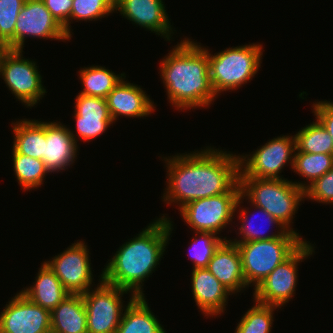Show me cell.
<instances>
[{
	"label": "cell",
	"mask_w": 333,
	"mask_h": 333,
	"mask_svg": "<svg viewBox=\"0 0 333 333\" xmlns=\"http://www.w3.org/2000/svg\"><path fill=\"white\" fill-rule=\"evenodd\" d=\"M192 294L204 316L222 315L232 293L207 268H195L191 273Z\"/></svg>",
	"instance_id": "ac0fdd59"
},
{
	"label": "cell",
	"mask_w": 333,
	"mask_h": 333,
	"mask_svg": "<svg viewBox=\"0 0 333 333\" xmlns=\"http://www.w3.org/2000/svg\"><path fill=\"white\" fill-rule=\"evenodd\" d=\"M167 185L163 201L178 210L187 203L227 193L239 181V154L207 146L200 151L163 157Z\"/></svg>",
	"instance_id": "6da1fadb"
},
{
	"label": "cell",
	"mask_w": 333,
	"mask_h": 333,
	"mask_svg": "<svg viewBox=\"0 0 333 333\" xmlns=\"http://www.w3.org/2000/svg\"><path fill=\"white\" fill-rule=\"evenodd\" d=\"M305 198L333 205V168L305 189Z\"/></svg>",
	"instance_id": "e575fe53"
},
{
	"label": "cell",
	"mask_w": 333,
	"mask_h": 333,
	"mask_svg": "<svg viewBox=\"0 0 333 333\" xmlns=\"http://www.w3.org/2000/svg\"><path fill=\"white\" fill-rule=\"evenodd\" d=\"M26 0H0V43L14 49L16 19Z\"/></svg>",
	"instance_id": "1f68e13d"
},
{
	"label": "cell",
	"mask_w": 333,
	"mask_h": 333,
	"mask_svg": "<svg viewBox=\"0 0 333 333\" xmlns=\"http://www.w3.org/2000/svg\"><path fill=\"white\" fill-rule=\"evenodd\" d=\"M333 168V154L324 153H303L295 151L293 161V172L302 178H306V182H293L304 190L315 180L322 177L326 172Z\"/></svg>",
	"instance_id": "d4e9b609"
},
{
	"label": "cell",
	"mask_w": 333,
	"mask_h": 333,
	"mask_svg": "<svg viewBox=\"0 0 333 333\" xmlns=\"http://www.w3.org/2000/svg\"><path fill=\"white\" fill-rule=\"evenodd\" d=\"M99 280L95 289L82 294L87 315V333H116L123 311L135 296L131 295L128 303L123 306V295L131 292L104 282L102 274Z\"/></svg>",
	"instance_id": "ba28073f"
},
{
	"label": "cell",
	"mask_w": 333,
	"mask_h": 333,
	"mask_svg": "<svg viewBox=\"0 0 333 333\" xmlns=\"http://www.w3.org/2000/svg\"><path fill=\"white\" fill-rule=\"evenodd\" d=\"M302 238L299 233L288 230L277 238L234 243L241 256L242 271L247 286L256 288L306 241Z\"/></svg>",
	"instance_id": "8992f818"
},
{
	"label": "cell",
	"mask_w": 333,
	"mask_h": 333,
	"mask_svg": "<svg viewBox=\"0 0 333 333\" xmlns=\"http://www.w3.org/2000/svg\"><path fill=\"white\" fill-rule=\"evenodd\" d=\"M170 220L163 214L122 244L102 270V280L135 297H144L143 282L155 272L171 240Z\"/></svg>",
	"instance_id": "7a4b0ae2"
},
{
	"label": "cell",
	"mask_w": 333,
	"mask_h": 333,
	"mask_svg": "<svg viewBox=\"0 0 333 333\" xmlns=\"http://www.w3.org/2000/svg\"><path fill=\"white\" fill-rule=\"evenodd\" d=\"M315 118L323 125L333 140V102L317 101L312 105Z\"/></svg>",
	"instance_id": "8d00e7d4"
},
{
	"label": "cell",
	"mask_w": 333,
	"mask_h": 333,
	"mask_svg": "<svg viewBox=\"0 0 333 333\" xmlns=\"http://www.w3.org/2000/svg\"><path fill=\"white\" fill-rule=\"evenodd\" d=\"M184 38L160 62L169 103L180 110L206 108L216 99L208 67V50Z\"/></svg>",
	"instance_id": "3957f363"
},
{
	"label": "cell",
	"mask_w": 333,
	"mask_h": 333,
	"mask_svg": "<svg viewBox=\"0 0 333 333\" xmlns=\"http://www.w3.org/2000/svg\"><path fill=\"white\" fill-rule=\"evenodd\" d=\"M262 46L252 43L229 47L214 55L208 51L209 76L217 97L223 91L236 90L252 80L262 63Z\"/></svg>",
	"instance_id": "5b68a950"
},
{
	"label": "cell",
	"mask_w": 333,
	"mask_h": 333,
	"mask_svg": "<svg viewBox=\"0 0 333 333\" xmlns=\"http://www.w3.org/2000/svg\"><path fill=\"white\" fill-rule=\"evenodd\" d=\"M83 90L79 94L107 98L108 94L126 75L125 73L117 74L106 69L104 66L84 67L79 71Z\"/></svg>",
	"instance_id": "cb8c5ba5"
},
{
	"label": "cell",
	"mask_w": 333,
	"mask_h": 333,
	"mask_svg": "<svg viewBox=\"0 0 333 333\" xmlns=\"http://www.w3.org/2000/svg\"><path fill=\"white\" fill-rule=\"evenodd\" d=\"M11 127L14 133L13 150L42 160L45 148V121L25 118L12 122Z\"/></svg>",
	"instance_id": "603a6c76"
},
{
	"label": "cell",
	"mask_w": 333,
	"mask_h": 333,
	"mask_svg": "<svg viewBox=\"0 0 333 333\" xmlns=\"http://www.w3.org/2000/svg\"><path fill=\"white\" fill-rule=\"evenodd\" d=\"M5 50H6V47L0 43V58Z\"/></svg>",
	"instance_id": "74e56055"
},
{
	"label": "cell",
	"mask_w": 333,
	"mask_h": 333,
	"mask_svg": "<svg viewBox=\"0 0 333 333\" xmlns=\"http://www.w3.org/2000/svg\"><path fill=\"white\" fill-rule=\"evenodd\" d=\"M164 3L163 0H115V12L119 11L132 24L170 41L176 30H172Z\"/></svg>",
	"instance_id": "9a60e30c"
},
{
	"label": "cell",
	"mask_w": 333,
	"mask_h": 333,
	"mask_svg": "<svg viewBox=\"0 0 333 333\" xmlns=\"http://www.w3.org/2000/svg\"><path fill=\"white\" fill-rule=\"evenodd\" d=\"M254 302L237 323L235 333H271L274 311L279 307Z\"/></svg>",
	"instance_id": "f1b7e54d"
},
{
	"label": "cell",
	"mask_w": 333,
	"mask_h": 333,
	"mask_svg": "<svg viewBox=\"0 0 333 333\" xmlns=\"http://www.w3.org/2000/svg\"><path fill=\"white\" fill-rule=\"evenodd\" d=\"M239 183L241 194L249 204L263 208L287 230L297 233L291 223L300 202L305 200L303 188L288 179L239 177Z\"/></svg>",
	"instance_id": "277c9868"
},
{
	"label": "cell",
	"mask_w": 333,
	"mask_h": 333,
	"mask_svg": "<svg viewBox=\"0 0 333 333\" xmlns=\"http://www.w3.org/2000/svg\"><path fill=\"white\" fill-rule=\"evenodd\" d=\"M35 284L20 292L50 312L69 294L54 271L44 261L35 277Z\"/></svg>",
	"instance_id": "44dd1931"
},
{
	"label": "cell",
	"mask_w": 333,
	"mask_h": 333,
	"mask_svg": "<svg viewBox=\"0 0 333 333\" xmlns=\"http://www.w3.org/2000/svg\"><path fill=\"white\" fill-rule=\"evenodd\" d=\"M244 199L238 181L227 193L191 201L179 211L184 222L195 232L217 235L232 223Z\"/></svg>",
	"instance_id": "52a82bcc"
},
{
	"label": "cell",
	"mask_w": 333,
	"mask_h": 333,
	"mask_svg": "<svg viewBox=\"0 0 333 333\" xmlns=\"http://www.w3.org/2000/svg\"><path fill=\"white\" fill-rule=\"evenodd\" d=\"M12 155L13 171L23 190H34L44 184V178L50 172L46 169L43 160L16 153L13 149Z\"/></svg>",
	"instance_id": "484cf974"
},
{
	"label": "cell",
	"mask_w": 333,
	"mask_h": 333,
	"mask_svg": "<svg viewBox=\"0 0 333 333\" xmlns=\"http://www.w3.org/2000/svg\"><path fill=\"white\" fill-rule=\"evenodd\" d=\"M301 128L295 135L296 151L333 154L331 135L317 120Z\"/></svg>",
	"instance_id": "83f0119b"
},
{
	"label": "cell",
	"mask_w": 333,
	"mask_h": 333,
	"mask_svg": "<svg viewBox=\"0 0 333 333\" xmlns=\"http://www.w3.org/2000/svg\"><path fill=\"white\" fill-rule=\"evenodd\" d=\"M0 333H51L50 311L17 292L0 312Z\"/></svg>",
	"instance_id": "5bb4252c"
},
{
	"label": "cell",
	"mask_w": 333,
	"mask_h": 333,
	"mask_svg": "<svg viewBox=\"0 0 333 333\" xmlns=\"http://www.w3.org/2000/svg\"><path fill=\"white\" fill-rule=\"evenodd\" d=\"M74 117L76 119V136L86 142L105 133L107 128L114 123L112 118H84L78 114H74Z\"/></svg>",
	"instance_id": "836d02e7"
},
{
	"label": "cell",
	"mask_w": 333,
	"mask_h": 333,
	"mask_svg": "<svg viewBox=\"0 0 333 333\" xmlns=\"http://www.w3.org/2000/svg\"><path fill=\"white\" fill-rule=\"evenodd\" d=\"M14 50H23L26 38L70 40L43 0H26L16 19Z\"/></svg>",
	"instance_id": "4fadbf2b"
},
{
	"label": "cell",
	"mask_w": 333,
	"mask_h": 333,
	"mask_svg": "<svg viewBox=\"0 0 333 333\" xmlns=\"http://www.w3.org/2000/svg\"><path fill=\"white\" fill-rule=\"evenodd\" d=\"M296 151L295 137L278 136L249 155H239V177L285 179L280 173L289 163L293 168Z\"/></svg>",
	"instance_id": "30bf717a"
},
{
	"label": "cell",
	"mask_w": 333,
	"mask_h": 333,
	"mask_svg": "<svg viewBox=\"0 0 333 333\" xmlns=\"http://www.w3.org/2000/svg\"><path fill=\"white\" fill-rule=\"evenodd\" d=\"M43 2L71 39L70 15L73 0H43Z\"/></svg>",
	"instance_id": "d590c367"
},
{
	"label": "cell",
	"mask_w": 333,
	"mask_h": 333,
	"mask_svg": "<svg viewBox=\"0 0 333 333\" xmlns=\"http://www.w3.org/2000/svg\"><path fill=\"white\" fill-rule=\"evenodd\" d=\"M116 333H167L144 297H135L125 308Z\"/></svg>",
	"instance_id": "7402d4cb"
},
{
	"label": "cell",
	"mask_w": 333,
	"mask_h": 333,
	"mask_svg": "<svg viewBox=\"0 0 333 333\" xmlns=\"http://www.w3.org/2000/svg\"><path fill=\"white\" fill-rule=\"evenodd\" d=\"M195 237L190 243V259L193 261V269L206 268L215 250L220 246L225 238L209 232H195ZM198 236V237H197Z\"/></svg>",
	"instance_id": "f546056e"
},
{
	"label": "cell",
	"mask_w": 333,
	"mask_h": 333,
	"mask_svg": "<svg viewBox=\"0 0 333 333\" xmlns=\"http://www.w3.org/2000/svg\"><path fill=\"white\" fill-rule=\"evenodd\" d=\"M206 268L232 294H236L248 288L242 271L239 250L237 245L230 240H224L220 244Z\"/></svg>",
	"instance_id": "d6986e66"
},
{
	"label": "cell",
	"mask_w": 333,
	"mask_h": 333,
	"mask_svg": "<svg viewBox=\"0 0 333 333\" xmlns=\"http://www.w3.org/2000/svg\"><path fill=\"white\" fill-rule=\"evenodd\" d=\"M125 77L106 98L109 113L114 123L119 116L148 117L156 110L150 96H147L146 92L137 84L125 81Z\"/></svg>",
	"instance_id": "e0dca14e"
},
{
	"label": "cell",
	"mask_w": 333,
	"mask_h": 333,
	"mask_svg": "<svg viewBox=\"0 0 333 333\" xmlns=\"http://www.w3.org/2000/svg\"><path fill=\"white\" fill-rule=\"evenodd\" d=\"M313 245L305 241L288 259L279 264L256 288L253 301L283 307L291 301L298 282V264L313 254Z\"/></svg>",
	"instance_id": "8fae6325"
},
{
	"label": "cell",
	"mask_w": 333,
	"mask_h": 333,
	"mask_svg": "<svg viewBox=\"0 0 333 333\" xmlns=\"http://www.w3.org/2000/svg\"><path fill=\"white\" fill-rule=\"evenodd\" d=\"M75 131L59 122H45V148L43 162L51 173L71 167L77 158L78 139Z\"/></svg>",
	"instance_id": "2e32d148"
},
{
	"label": "cell",
	"mask_w": 333,
	"mask_h": 333,
	"mask_svg": "<svg viewBox=\"0 0 333 333\" xmlns=\"http://www.w3.org/2000/svg\"><path fill=\"white\" fill-rule=\"evenodd\" d=\"M250 206L252 208L254 207L255 208L254 210H256V211L258 210V212H256V213H261L260 215L264 216L263 219L267 220V223L269 224V226L276 225V228L278 226L277 231L275 233L272 232V234L268 233L269 235H266L265 230L263 231V229H261L262 226L261 227L254 226V222L251 221V219L248 217V213H250L249 208H247V207H246V209L242 208L239 211V216H238V219L240 218V220L242 221L240 227L238 228L239 229L238 235L240 234L239 236L240 237L242 236V237L239 240H237V238H235V239H233L234 241L232 239H229L232 243L268 240V239H272V238L281 237L288 231L276 218H274L271 214H269L263 208L254 206L253 204H250ZM250 215L254 216L255 214H250ZM259 226H260V224H259Z\"/></svg>",
	"instance_id": "4316f807"
},
{
	"label": "cell",
	"mask_w": 333,
	"mask_h": 333,
	"mask_svg": "<svg viewBox=\"0 0 333 333\" xmlns=\"http://www.w3.org/2000/svg\"><path fill=\"white\" fill-rule=\"evenodd\" d=\"M74 114L84 118H111L105 98L78 94Z\"/></svg>",
	"instance_id": "d6a6232c"
},
{
	"label": "cell",
	"mask_w": 333,
	"mask_h": 333,
	"mask_svg": "<svg viewBox=\"0 0 333 333\" xmlns=\"http://www.w3.org/2000/svg\"><path fill=\"white\" fill-rule=\"evenodd\" d=\"M87 247L83 240H77L51 261H45L70 294H83L93 287L94 277Z\"/></svg>",
	"instance_id": "7c38bea8"
},
{
	"label": "cell",
	"mask_w": 333,
	"mask_h": 333,
	"mask_svg": "<svg viewBox=\"0 0 333 333\" xmlns=\"http://www.w3.org/2000/svg\"><path fill=\"white\" fill-rule=\"evenodd\" d=\"M114 11L115 0H73L70 24L73 20H100Z\"/></svg>",
	"instance_id": "4dcf8cb0"
},
{
	"label": "cell",
	"mask_w": 333,
	"mask_h": 333,
	"mask_svg": "<svg viewBox=\"0 0 333 333\" xmlns=\"http://www.w3.org/2000/svg\"><path fill=\"white\" fill-rule=\"evenodd\" d=\"M51 333H87L82 294H68L51 312Z\"/></svg>",
	"instance_id": "ffe728a7"
},
{
	"label": "cell",
	"mask_w": 333,
	"mask_h": 333,
	"mask_svg": "<svg viewBox=\"0 0 333 333\" xmlns=\"http://www.w3.org/2000/svg\"><path fill=\"white\" fill-rule=\"evenodd\" d=\"M23 50L6 49L0 58V76L6 86L28 108L45 95L42 76L36 61L23 57Z\"/></svg>",
	"instance_id": "9c48e42d"
}]
</instances>
